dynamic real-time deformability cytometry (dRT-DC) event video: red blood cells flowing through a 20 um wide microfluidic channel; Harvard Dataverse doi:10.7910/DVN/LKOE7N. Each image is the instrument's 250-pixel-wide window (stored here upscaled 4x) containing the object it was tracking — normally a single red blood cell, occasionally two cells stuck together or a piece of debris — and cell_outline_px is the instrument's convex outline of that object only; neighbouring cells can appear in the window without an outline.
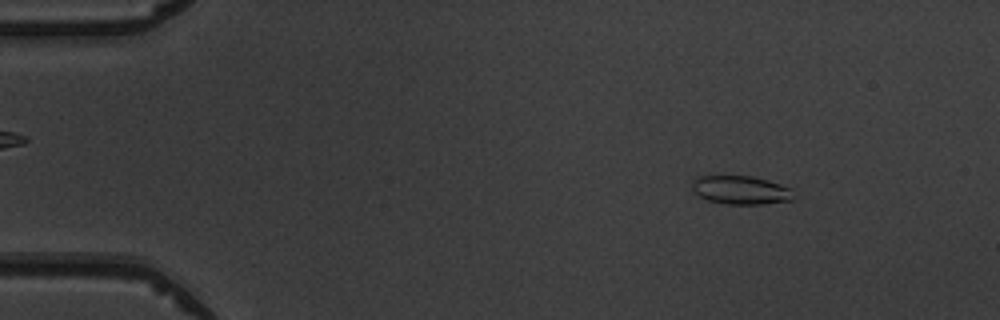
{"species": "common noctule bat (a hibernating species)", "species_latin": "Nyctalus noctula", "temperature_condition": "warm", "stored_images_in_passage": 4, "segment_of_instrument_passage": [1, 2], "camera_frame_rate_fps": 3000, "um_per_image_px": 0.085, "animal": {"sex": "male", "body_mass_g": 19.5, "forearm_length_mm": 54.6}, "frame": {"image": 1, "passage_image": 1, "time_ms": 0.0, "image_size_px": [1000, 320], "cell_outline_px": [[792, 200], [760, 204], [728, 204], [708, 200], [692, 192], [692, 180], [696, 176], [752, 176], [768, 180], [792, 188]], "centroid_in_image_um": [62.93, 16.14], "position_along_channel_um": 22.1, "area_um2": 16.88}}